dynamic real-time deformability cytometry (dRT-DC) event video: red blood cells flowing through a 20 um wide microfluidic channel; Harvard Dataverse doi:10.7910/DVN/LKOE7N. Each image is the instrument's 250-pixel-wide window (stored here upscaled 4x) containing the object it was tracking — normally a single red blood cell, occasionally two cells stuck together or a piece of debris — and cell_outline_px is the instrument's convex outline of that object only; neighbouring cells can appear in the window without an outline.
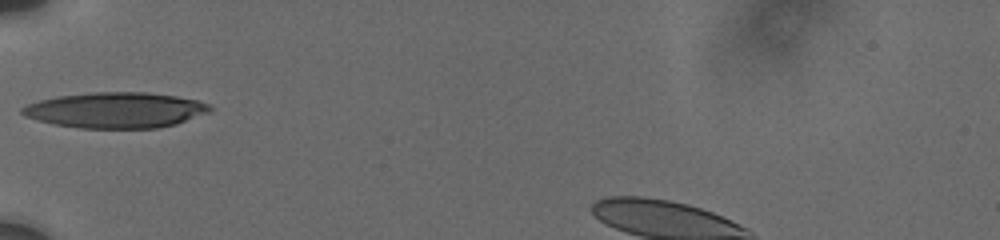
{"species": "human", "species_latin": "Homo sapiens", "temperature_condition": "cold", "stored_images_in_passage": 37, "camera_frame_rate_fps": 3000, "um_per_image_px": 0.085, "donor": {"sex": "male"}, "frame": {"image": 1, "passage_image": 1, "time_ms": 0.0, "image_size_px": [1000, 240], "cell_outline_px": [[212, 108], [208, 112], [176, 124], [160, 128], [80, 128], [52, 124], [24, 116], [20, 112], [20, 108], [28, 104], [40, 100], [60, 96], [96, 92], [144, 92], [176, 96], [196, 100], [208, 104]], "centroid_in_image_um": [9.81, 9.37], "position_along_channel_um": 75.2, "area_um2": 38.78}}
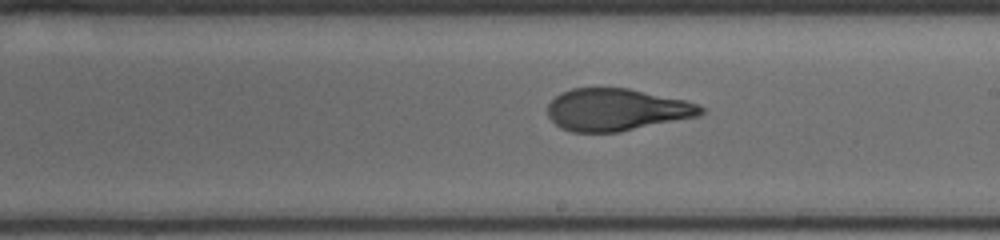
{"frame": {"image": 2, "passage_image": 13, "time_ms": 4.333, "image_size_px": [1000, 240], "cell_outline_px": [[704, 112], [700, 116], [620, 132], [572, 132], [560, 128], [548, 116], [548, 104], [556, 96], [572, 88], [628, 88], [684, 100], [696, 104], [704, 108]], "centroid_in_image_um": [52.41, 9.34], "position_along_channel_um": 236.6, "area_um2": 37.57}}
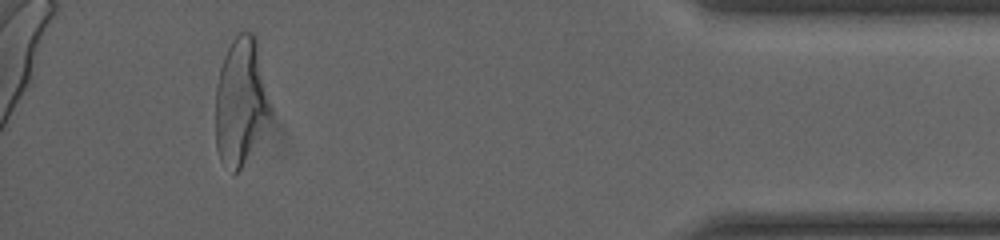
{"frame": {"image": 3, "passage_image": 32, "time_ms": 10.333, "image_size_px": [1000, 240], "cell_outline_px": [[272, 112], [240, 168], [236, 172], [232, 172], [220, 160], [216, 148], [216, 84], [220, 68], [224, 56], [232, 40], [240, 32], [252, 32], [256, 36], [272, 104]], "centroid_in_image_um": [20.47, 8.56], "position_along_channel_um": 414.7, "area_um2": 40.4}}